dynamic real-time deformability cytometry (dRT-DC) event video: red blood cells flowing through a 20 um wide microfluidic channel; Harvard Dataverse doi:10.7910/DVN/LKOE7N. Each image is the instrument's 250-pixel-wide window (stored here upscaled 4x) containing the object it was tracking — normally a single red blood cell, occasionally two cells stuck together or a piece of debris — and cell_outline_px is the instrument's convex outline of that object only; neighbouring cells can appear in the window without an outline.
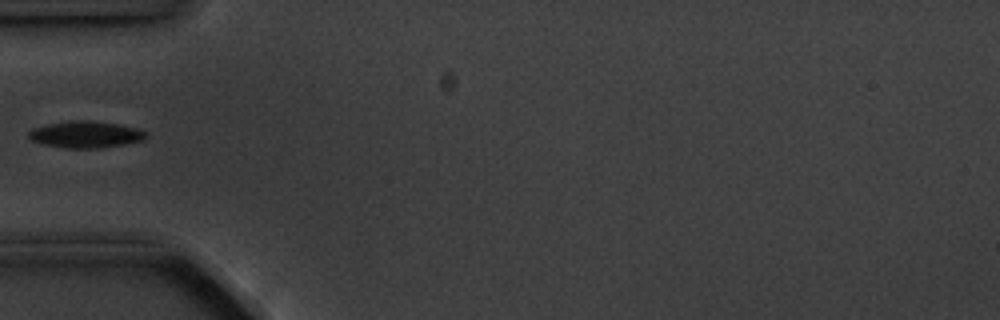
{"species": "common noctule bat (a hibernating species)", "species_latin": "Nyctalus noctula", "temperature_condition": "cold", "stored_images_in_passage": 4, "camera_frame_rate_fps": 3000, "um_per_image_px": 0.085, "animal": {"sex": "male", "body_mass_g": 20.1, "forearm_length_mm": 53.5}, "frame": {"image": 1, "passage_image": 3, "time_ms": 2.333, "image_size_px": [1000, 320], "cell_outline_px": [[144, 140], [124, 144], [100, 148], [64, 148], [40, 144], [32, 140], [28, 136], [28, 132], [32, 128], [48, 124], [68, 120], [88, 120], [120, 124], [136, 128], [144, 132]], "centroid_in_image_um": [7.22, 11.43], "position_along_channel_um": 77.8, "area_um2": 18.26}}